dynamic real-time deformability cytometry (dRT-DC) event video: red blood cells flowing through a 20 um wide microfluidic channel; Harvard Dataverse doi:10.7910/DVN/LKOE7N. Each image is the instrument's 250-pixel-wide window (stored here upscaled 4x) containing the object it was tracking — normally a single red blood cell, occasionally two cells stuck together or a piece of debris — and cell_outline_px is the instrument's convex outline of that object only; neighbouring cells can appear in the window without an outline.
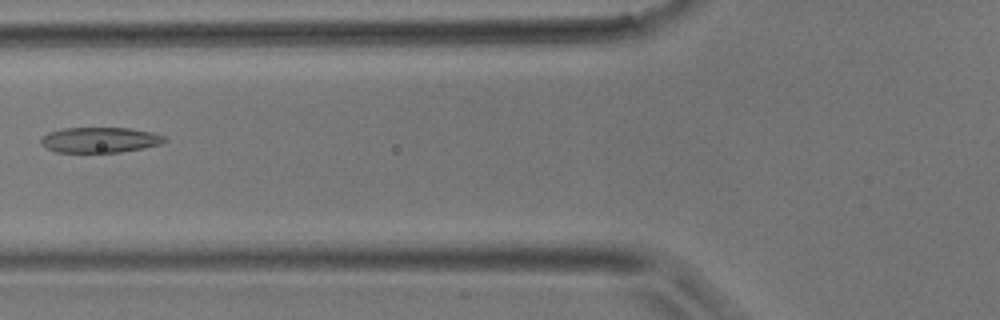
{"species": "common noctule bat (a hibernating species)", "species_latin": "Nyctalus noctula", "temperature_condition": "room temperature", "stored_images_in_passage": 5, "camera_frame_rate_fps": 3000, "um_per_image_px": 0.085, "animal": {"sex": "male", "body_mass_g": 17.9}, "frame": {"image": 1, "passage_image": 5, "time_ms": 1.333, "image_size_px": [1000, 320], "cell_outline_px": [[168, 140], [160, 144], [144, 148], [120, 152], [56, 152], [40, 144], [40, 140], [48, 132], [64, 128], [128, 128], [152, 132], [164, 136]], "centroid_in_image_um": [8.5, 11.89], "position_along_channel_um": 117.3, "area_um2": 18.26}}